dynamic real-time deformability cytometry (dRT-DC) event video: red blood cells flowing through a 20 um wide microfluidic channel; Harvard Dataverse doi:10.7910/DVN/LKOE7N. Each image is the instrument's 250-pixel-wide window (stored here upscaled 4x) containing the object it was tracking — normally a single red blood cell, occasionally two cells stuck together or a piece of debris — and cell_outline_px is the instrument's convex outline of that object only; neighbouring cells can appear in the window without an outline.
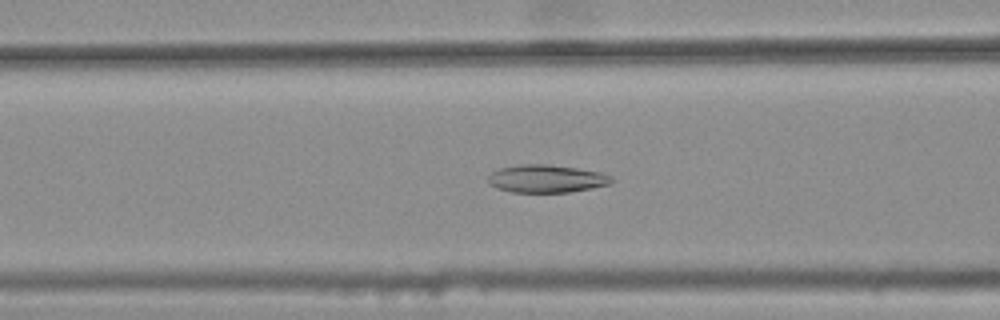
{"species": "common noctule bat (a hibernating species)", "species_latin": "Nyctalus noctula", "temperature_condition": "warm", "stored_images_in_passage": 40, "camera_frame_rate_fps": 3000, "um_per_image_px": 0.085, "animal": {"sex": "female", "body_mass_g": 25.1}, "frame": {"image": 1, "passage_image": 20, "time_ms": 6.333, "image_size_px": [1000, 320], "cell_outline_px": [[612, 184], [592, 188], [568, 192], [512, 192], [496, 188], [488, 184], [488, 176], [492, 172], [500, 168], [520, 164], [548, 164], [576, 168], [600, 172], [608, 176], [612, 180]], "centroid_in_image_um": [46.41, 15.19], "position_along_channel_um": 120.2, "area_um2": 19.94}}
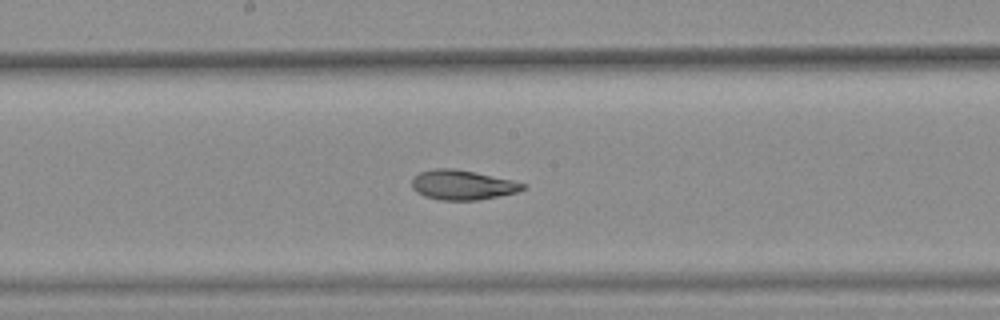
{"frame": {"image": 2, "passage_image": 27, "time_ms": 8.667, "image_size_px": [1000, 320], "cell_outline_px": [[528, 184], [524, 188], [516, 192], [476, 200], [440, 200], [424, 196], [416, 192], [412, 188], [412, 180], [420, 172], [436, 168], [452, 168], [512, 180]], "centroid_in_image_um": [39.28, 15.72], "position_along_channel_um": 208.9, "area_um2": 18.9}}
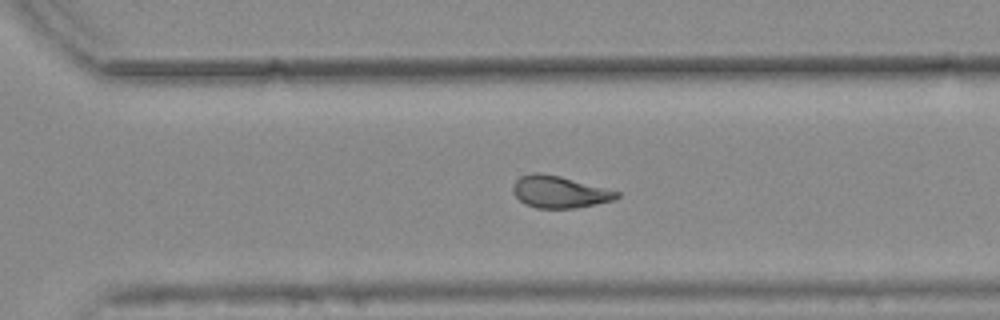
{"frame": {"image": 3, "passage_image": 36, "time_ms": 11.667, "image_size_px": [1000, 320], "cell_outline_px": [[620, 196], [612, 200], [576, 208], [536, 208], [524, 204], [512, 192], [512, 188], [516, 180], [520, 176], [532, 172], [540, 172], [560, 176], [620, 192]], "centroid_in_image_um": [47.5, 16.31], "position_along_channel_um": 323.1, "area_um2": 19.25}, "authors_computed_cell_mechanics": {"area_um2": 20.3745, "velocity_mm_per_s": 3.805, "shape_relaxation_time_tau1_ms": null, "shape_relaxation_time_tau2_ms": 2.8807, "deformation_change_tau1": null, "deformation_change_tau2": 0.0891}}